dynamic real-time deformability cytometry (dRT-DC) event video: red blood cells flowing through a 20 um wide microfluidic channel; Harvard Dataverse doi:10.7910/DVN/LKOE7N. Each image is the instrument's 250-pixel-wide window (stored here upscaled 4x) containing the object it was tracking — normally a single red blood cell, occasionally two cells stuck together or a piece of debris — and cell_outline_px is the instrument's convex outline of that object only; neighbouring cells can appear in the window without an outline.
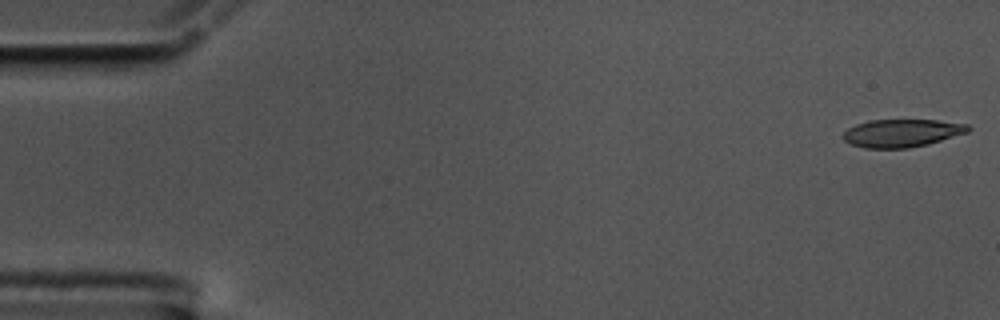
{"species": "common noctule bat (a hibernating species)", "species_latin": "Nyctalus noctula", "temperature_condition": "cold", "stored_images_in_passage": 56, "camera_frame_rate_fps": 3000, "um_per_image_px": 0.085, "animal": {"sex": "male", "body_mass_g": 17.5, "forearm_length_mm": 52.3}, "frame": {"image": 1, "passage_image": 1, "time_ms": 0.0, "image_size_px": [1000, 320], "cell_outline_px": [[972, 128], [968, 132], [928, 144], [908, 148], [864, 148], [852, 144], [844, 140], [844, 132], [848, 128], [856, 124], [868, 120], [936, 120], [968, 124]], "centroid_in_image_um": [76.67, 11.31], "position_along_channel_um": 8.3, "area_um2": 20.23}}
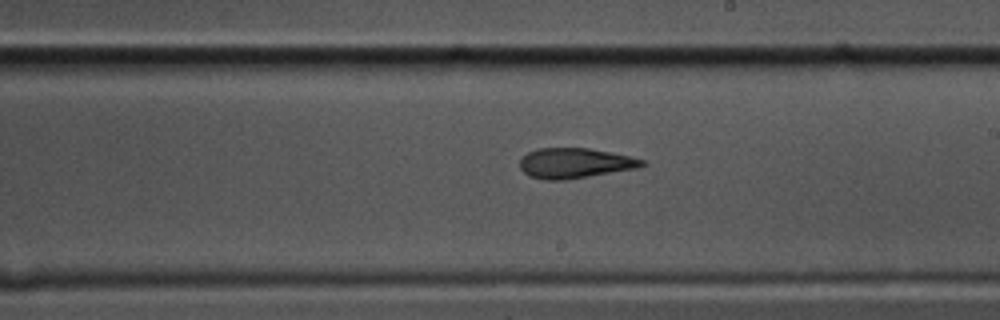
{"frame": {"image": 2, "passage_image": 32, "time_ms": 10.333, "image_size_px": [1000, 320], "cell_outline_px": [[648, 164], [640, 168], [564, 180], [544, 180], [528, 176], [520, 168], [520, 156], [528, 152], [540, 148], [588, 148], [628, 156], [644, 160]], "centroid_in_image_um": [48.85, 13.87], "position_along_channel_um": 240.2, "area_um2": 21.56}}
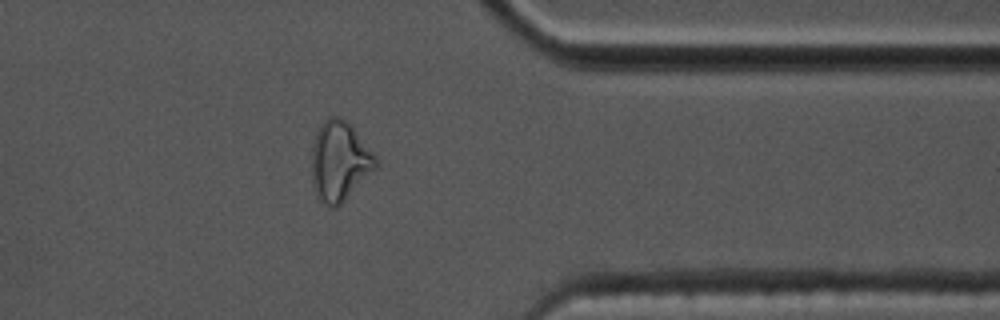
{"frame": {"image": 3, "passage_image": 45, "time_ms": 14.667, "image_size_px": [1000, 320], "cell_outline_px": [[380, 164], [336, 208], [328, 208], [316, 196], [312, 184], [312, 148], [316, 132], [320, 124], [324, 120], [332, 116], [340, 116], [352, 128], [376, 156]], "centroid_in_image_um": [28.84, 13.73], "position_along_channel_um": 382.6, "area_um2": 29.54}, "authors_computed_cell_mechanics": {"area_um2": 21.9351, "velocity_mm_per_s": 3.5451, "shape_relaxation_time_tau1_ms": null, "shape_relaxation_time_tau2_ms": 4.3435, "deformation_change_tau1": null, "deformation_change_tau2": 0.1439}}